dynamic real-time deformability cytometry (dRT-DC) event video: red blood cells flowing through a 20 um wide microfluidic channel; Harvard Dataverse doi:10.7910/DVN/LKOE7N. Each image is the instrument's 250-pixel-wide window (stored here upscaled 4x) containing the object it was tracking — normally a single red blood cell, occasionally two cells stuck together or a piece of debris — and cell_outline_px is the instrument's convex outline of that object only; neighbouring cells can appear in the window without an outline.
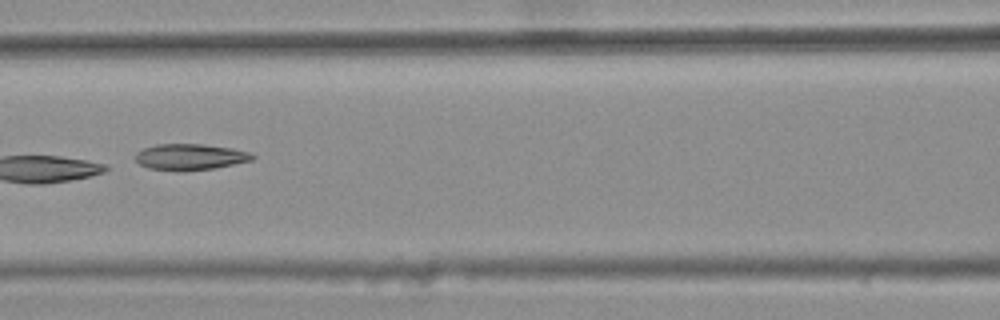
{"species": "common noctule bat (a hibernating species)", "species_latin": "Nyctalus noctula", "temperature_condition": "warm", "stored_images_in_passage": 7, "camera_frame_rate_fps": 3000, "um_per_image_px": 0.085, "animal": {"sex": "female", "body_mass_g": 25.1}, "frame": {"image": 1, "passage_image": 7, "time_ms": 2.0, "image_size_px": [1000, 320], "cell_outline_px": [[256, 156], [252, 160], [212, 168], [180, 172], [148, 168], [140, 164], [136, 160], [136, 152], [144, 148], [156, 144], [204, 144], [232, 148], [252, 152]], "centroid_in_image_um": [16.16, 13.33], "position_along_channel_um": 150.4, "area_um2": 17.92}}